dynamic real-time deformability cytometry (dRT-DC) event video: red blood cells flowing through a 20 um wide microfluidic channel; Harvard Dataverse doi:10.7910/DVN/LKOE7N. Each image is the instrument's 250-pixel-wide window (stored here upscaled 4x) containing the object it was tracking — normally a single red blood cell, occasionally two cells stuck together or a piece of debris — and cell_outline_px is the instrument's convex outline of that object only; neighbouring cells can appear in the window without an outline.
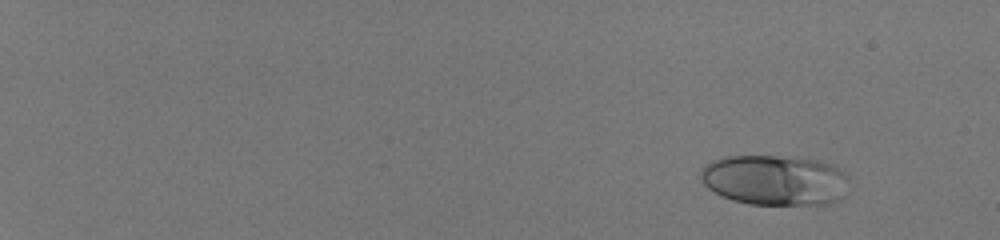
{"species": "human", "species_latin": "Homo sapiens", "temperature_condition": "room temperature", "stored_images_in_passage": 50, "camera_frame_rate_fps": 3000, "um_per_image_px": 0.085, "donor": {"sex": "male"}, "frame": {"image": 1, "passage_image": 1, "time_ms": 0.0, "image_size_px": [1000, 240], "cell_outline_px": [[848, 176], [844, 196], [828, 204], [748, 204], [732, 200], [708, 188], [704, 184], [700, 176], [700, 172], [712, 160], [724, 156], [776, 156], [816, 160], [832, 164], [840, 168]], "centroid_in_image_um": [65.87, 15.31], "position_along_channel_um": 19.1, "area_um2": 43.35}}
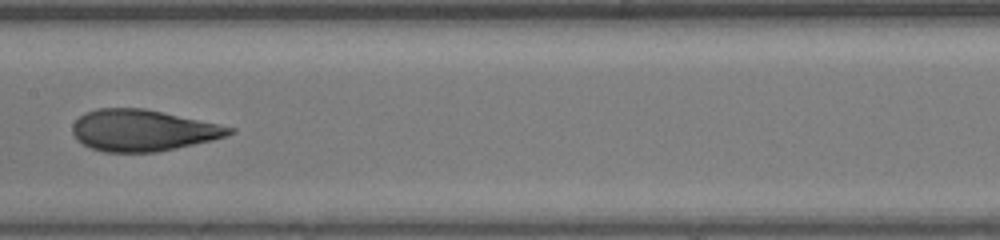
{"frame": {"image": 2, "passage_image": 29, "time_ms": 9.333, "image_size_px": [1000, 240], "cell_outline_px": [[236, 132], [212, 140], [156, 152], [104, 152], [92, 148], [84, 144], [72, 132], [72, 124], [84, 112], [96, 108], [144, 108], [236, 128]], "centroid_in_image_um": [12.12, 11.07], "position_along_channel_um": 195.3, "area_um2": 37.51}}
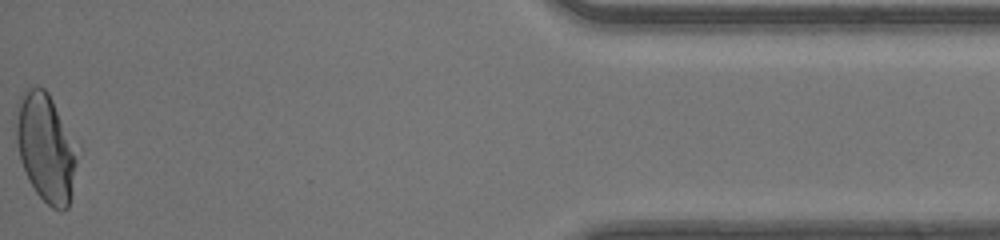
{"frame": {"image": 3, "passage_image": 50, "time_ms": 16.333, "image_size_px": [1000, 240], "cell_outline_px": [[76, 164], [72, 196], [68, 208], [60, 212], [52, 208], [36, 192], [20, 160], [16, 140], [16, 104], [24, 88], [36, 84], [44, 88], [48, 92], [52, 100], [72, 144], [76, 160]], "centroid_in_image_um": [3.83, 12.54], "position_along_channel_um": 431.4, "area_um2": 37.74}, "authors_computed_cell_mechanics": {"area_um2": 38.5526, "velocity_mm_per_s": 4.1805, "shape_relaxation_time_tau1_ms": null, "shape_relaxation_time_tau2_ms": 0.6823, "deformation_change_tau1": null, "deformation_change_tau2": 0.0733}}